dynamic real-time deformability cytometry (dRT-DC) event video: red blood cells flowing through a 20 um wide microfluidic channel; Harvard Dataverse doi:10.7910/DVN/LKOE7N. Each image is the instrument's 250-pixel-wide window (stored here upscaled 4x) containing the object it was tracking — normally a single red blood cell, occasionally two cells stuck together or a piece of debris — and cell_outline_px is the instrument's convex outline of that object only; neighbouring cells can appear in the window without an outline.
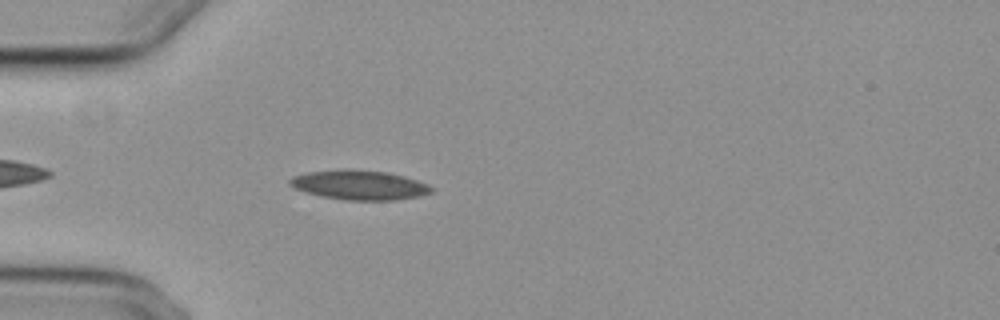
{"species": "common noctule bat (a hibernating species)", "species_latin": "Nyctalus noctula", "temperature_condition": "cold", "stored_images_in_passage": 36, "camera_frame_rate_fps": 3000, "um_per_image_px": 0.085, "animal": {"sex": "female", "body_mass_g": 29.2, "forearm_length_mm": 56.3}, "frame": {"image": 1, "passage_image": 4, "time_ms": 1.0, "image_size_px": [1000, 320], "cell_outline_px": [[432, 192], [420, 196], [396, 200], [344, 200], [320, 196], [304, 192], [288, 184], [288, 180], [292, 176], [308, 172], [344, 168], [388, 172], [404, 176], [428, 184], [432, 188]], "centroid_in_image_um": [30.52, 15.72], "position_along_channel_um": 54.5, "area_um2": 24.57}}
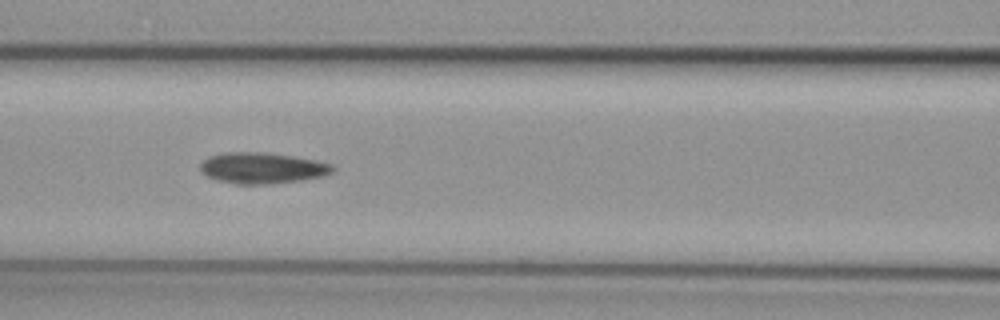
{"frame": {"image": 2, "passage_image": 12, "time_ms": 3.667, "image_size_px": [1000, 320], "cell_outline_px": [[336, 172], [324, 176], [300, 180], [268, 184], [236, 184], [216, 180], [200, 172], [200, 164], [208, 156], [228, 152], [260, 152], [292, 156], [316, 160], [332, 164], [336, 168]], "centroid_in_image_um": [22.31, 14.28], "position_along_channel_um": 144.3, "area_um2": 24.04}}
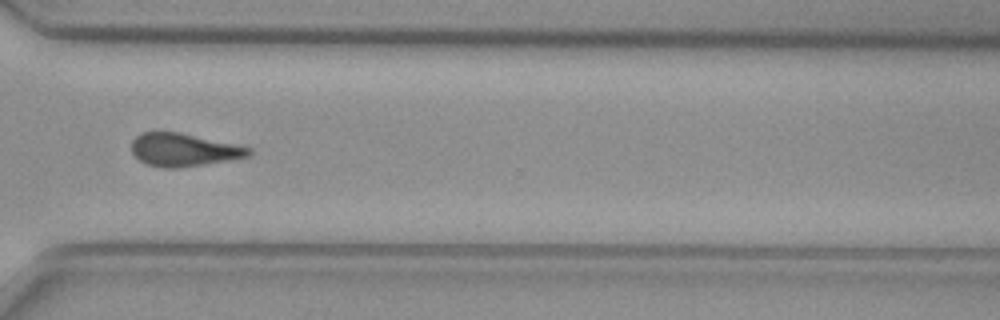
{"frame": {"image": 3, "passage_image": 29, "time_ms": 9.333, "image_size_px": [1000, 320], "cell_outline_px": [[252, 156], [180, 168], [164, 168], [148, 164], [140, 160], [132, 152], [132, 140], [140, 132], [180, 132], [252, 148]], "centroid_in_image_um": [15.62, 12.73], "position_along_channel_um": 355.0, "area_um2": 22.43}}